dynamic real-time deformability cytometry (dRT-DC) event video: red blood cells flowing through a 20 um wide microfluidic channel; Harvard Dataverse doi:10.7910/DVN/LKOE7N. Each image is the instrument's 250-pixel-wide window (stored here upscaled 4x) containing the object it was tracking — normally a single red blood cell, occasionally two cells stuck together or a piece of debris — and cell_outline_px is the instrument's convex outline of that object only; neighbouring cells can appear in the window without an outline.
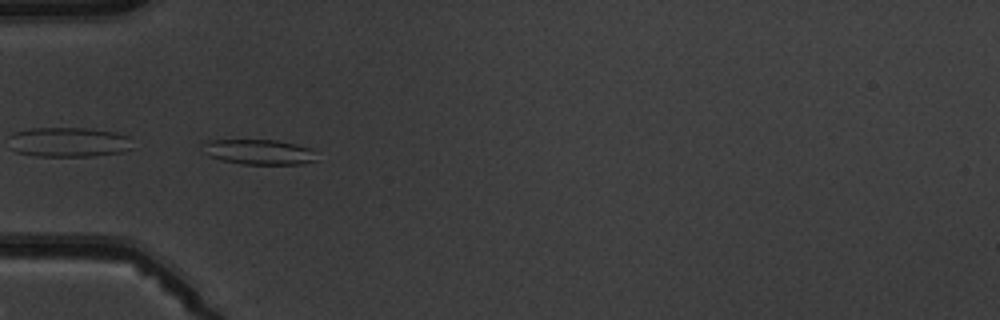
{"species": "common noctule bat (a hibernating species)", "species_latin": "Nyctalus noctula", "temperature_condition": "warm", "stored_images_in_passage": 6, "camera_frame_rate_fps": 3000, "um_per_image_px": 0.085, "animal": {"sex": "male", "body_mass_g": 19.5, "forearm_length_mm": 54.6}, "frame": {"image": 1, "passage_image": 5, "time_ms": 4.667, "image_size_px": [1000, 320], "cell_outline_px": [[316, 160], [304, 164], [240, 164], [220, 160], [208, 156], [200, 152], [200, 144], [208, 140], [276, 140], [296, 144], [312, 148]], "centroid_in_image_um": [21.91, 12.91], "position_along_channel_um": 63.1, "area_um2": 17.05}}